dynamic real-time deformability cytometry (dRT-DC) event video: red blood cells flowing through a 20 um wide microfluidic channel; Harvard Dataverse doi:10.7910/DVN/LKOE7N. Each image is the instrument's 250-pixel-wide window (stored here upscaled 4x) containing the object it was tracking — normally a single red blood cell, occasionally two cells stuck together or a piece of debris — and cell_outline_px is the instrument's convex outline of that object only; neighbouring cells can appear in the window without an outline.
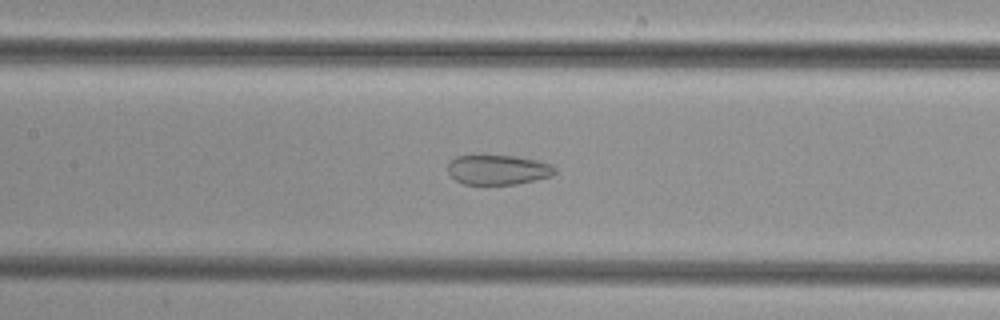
{"species": "common noctule bat (a hibernating species)", "species_latin": "Nyctalus noctula", "temperature_condition": "cold", "stored_images_in_passage": 37, "camera_frame_rate_fps": 3000, "um_per_image_px": 0.085, "animal": {"sex": "female", "body_mass_g": 29.2, "forearm_length_mm": 56.3}, "frame": {"image": 1, "passage_image": 10, "time_ms": 3.0, "image_size_px": [1000, 320], "cell_outline_px": [[556, 172], [552, 176], [536, 180], [516, 184], [464, 184], [456, 180], [448, 172], [448, 164], [456, 156], [472, 152], [516, 156], [536, 160], [552, 164], [556, 168]], "centroid_in_image_um": [42.31, 14.38], "position_along_channel_um": 165.1, "area_um2": 19.36}}
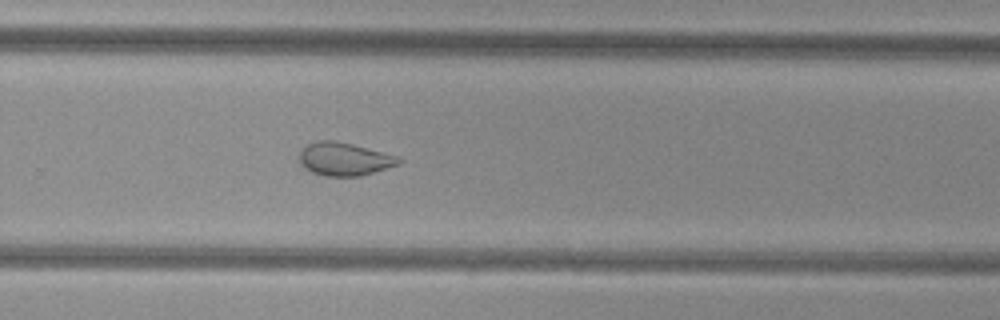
{"frame": {"image": 2, "passage_image": 20, "time_ms": 6.333, "image_size_px": [1000, 320], "cell_outline_px": [[404, 160], [400, 164], [360, 176], [324, 176], [312, 172], [304, 168], [300, 164], [300, 152], [308, 144], [316, 140], [336, 140], [352, 144], [396, 156]], "centroid_in_image_um": [29.25, 13.52], "position_along_channel_um": 300.5, "area_um2": 19.07}}
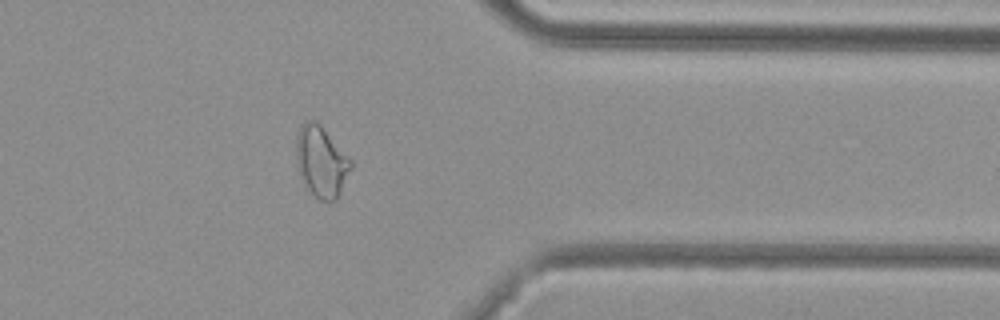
{"frame": {"image": 3, "passage_image": 27, "time_ms": 8.667, "image_size_px": [1000, 320], "cell_outline_px": [[352, 168], [336, 200], [328, 204], [320, 200], [308, 188], [304, 180], [296, 156], [296, 136], [300, 128], [308, 120], [316, 120], [320, 124], [352, 160]], "centroid_in_image_um": [27.35, 13.74], "position_along_channel_um": 384.1, "area_um2": 22.2}}